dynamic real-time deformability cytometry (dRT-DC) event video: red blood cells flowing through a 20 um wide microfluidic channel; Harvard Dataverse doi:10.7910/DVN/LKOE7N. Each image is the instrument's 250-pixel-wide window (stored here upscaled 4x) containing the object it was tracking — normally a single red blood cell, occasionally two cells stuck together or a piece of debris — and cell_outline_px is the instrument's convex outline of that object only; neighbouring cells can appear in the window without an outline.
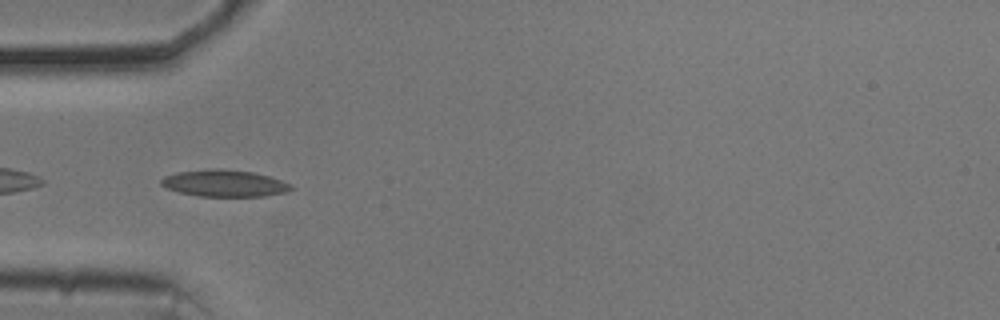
{"species": "common noctule bat (a hibernating species)", "species_latin": "Nyctalus noctula", "temperature_condition": "cold", "stored_images_in_passage": 43, "camera_frame_rate_fps": 3000, "um_per_image_px": 0.085, "animal": {"sex": "male", "body_mass_g": 20.5, "forearm_length_mm": 52.5}, "frame": {"image": 1, "passage_image": 5, "time_ms": 1.333, "image_size_px": [1000, 320], "cell_outline_px": [[292, 188], [284, 192], [264, 196], [200, 196], [180, 192], [168, 188], [160, 184], [160, 180], [164, 176], [176, 172], [208, 168], [216, 168], [252, 172], [268, 176], [292, 184]], "centroid_in_image_um": [19.03, 15.57], "position_along_channel_um": 66.0, "area_um2": 20.11}}
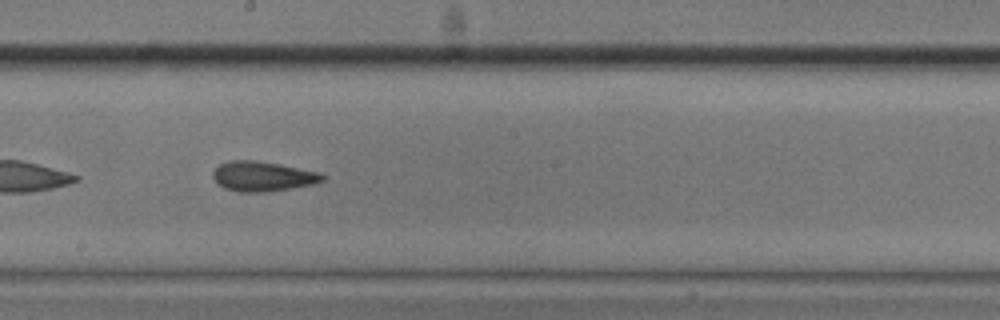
{"frame": {"image": 2, "passage_image": 18, "time_ms": 5.667, "image_size_px": [1000, 320], "cell_outline_px": [[324, 180], [312, 184], [264, 192], [236, 192], [224, 188], [216, 184], [212, 176], [212, 172], [220, 164], [228, 160], [256, 160], [280, 164], [320, 172], [324, 176]], "centroid_in_image_um": [22.27, 14.98], "position_along_channel_um": 225.9, "area_um2": 19.13}}
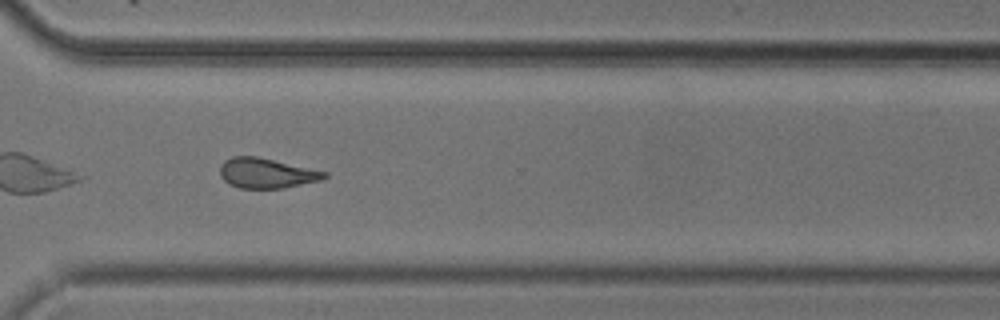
{"frame": {"image": 3, "passage_image": 28, "time_ms": 9.0, "image_size_px": [1000, 320], "cell_outline_px": [[328, 176], [324, 180], [284, 188], [240, 188], [228, 184], [220, 176], [220, 164], [224, 160], [232, 156], [256, 156], [328, 172]], "centroid_in_image_um": [22.66, 14.72], "position_along_channel_um": 347.9, "area_um2": 18.44}, "authors_computed_cell_mechanics": {"area_um2": 18.9584, "velocity_mm_per_s": 3.6787, "shape_relaxation_time_tau1_ms": 2.8236, "shape_relaxation_time_tau2_ms": 2.9556, "deformation_change_tau1": 0.1053, "deformation_change_tau2": 0.1097}}